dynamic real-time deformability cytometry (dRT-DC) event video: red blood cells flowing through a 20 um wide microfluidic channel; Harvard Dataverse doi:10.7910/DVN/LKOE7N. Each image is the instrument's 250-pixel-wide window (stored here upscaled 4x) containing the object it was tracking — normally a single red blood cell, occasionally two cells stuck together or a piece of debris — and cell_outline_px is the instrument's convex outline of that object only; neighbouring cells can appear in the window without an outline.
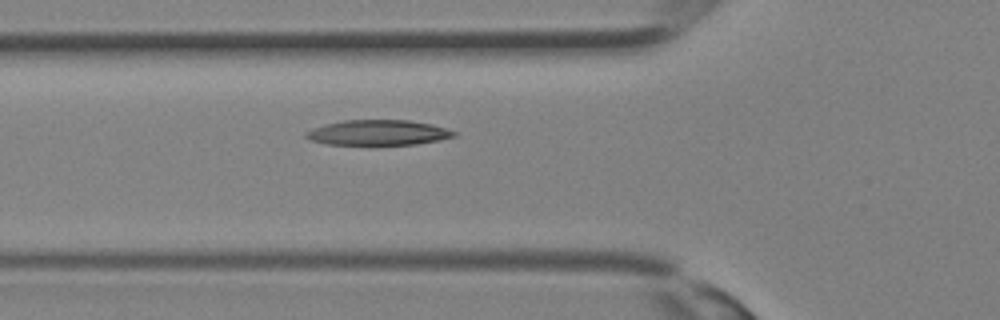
{"species": "Egyptian fruit bat (a non-hibernating species)", "species_latin": "Rousettus aegyptiacus", "temperature_condition": "room temperature", "stored_images_in_passage": 33, "camera_frame_rate_fps": 3000, "um_per_image_px": 0.085, "animal": {"sex": "female"}, "frame": {"image": 1, "passage_image": 12, "time_ms": 3.667, "image_size_px": [1000, 320], "cell_outline_px": [[460, 132], [456, 136], [440, 140], [416, 144], [328, 144], [312, 140], [304, 136], [304, 132], [312, 128], [344, 120], [408, 120], [432, 124]], "centroid_in_image_um": [32.2, 11.26], "position_along_channel_um": 93.6, "area_um2": 21.68}}
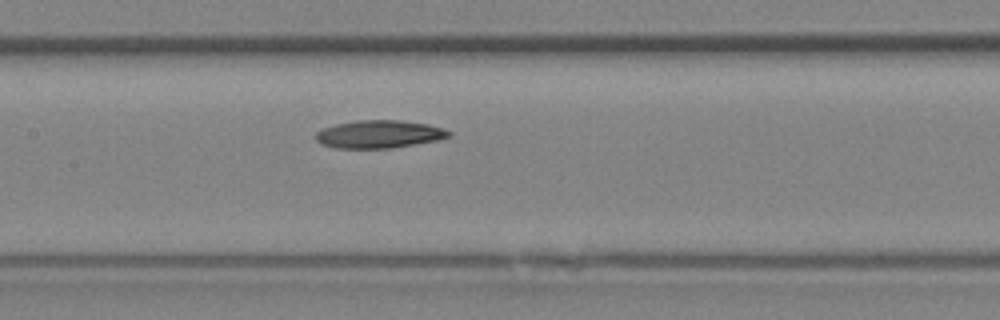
{"frame": {"image": 2, "passage_image": 16, "time_ms": 5.0, "image_size_px": [1000, 320], "cell_outline_px": [[452, 136], [436, 140], [392, 148], [332, 148], [320, 144], [316, 140], [316, 132], [324, 128], [336, 124], [356, 120], [400, 120], [428, 124], [444, 128], [452, 132]], "centroid_in_image_um": [32.22, 11.4], "position_along_channel_um": 175.2, "area_um2": 21.68}}
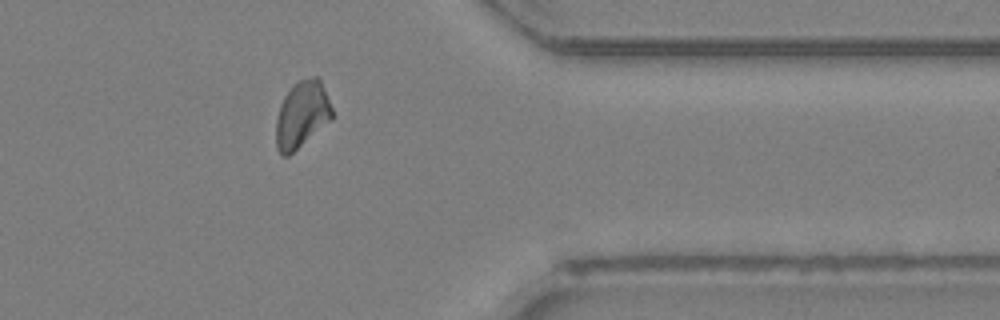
{"frame": {"image": 3, "passage_image": 27, "time_ms": 8.667, "image_size_px": [1000, 320], "cell_outline_px": [[332, 120], [288, 156], [284, 156], [276, 148], [276, 120], [280, 104], [284, 96], [292, 84], [300, 80], [312, 76], [316, 76], [320, 80], [332, 108]], "centroid_in_image_um": [25.65, 9.73], "position_along_channel_um": 385.8, "area_um2": 21.73}}